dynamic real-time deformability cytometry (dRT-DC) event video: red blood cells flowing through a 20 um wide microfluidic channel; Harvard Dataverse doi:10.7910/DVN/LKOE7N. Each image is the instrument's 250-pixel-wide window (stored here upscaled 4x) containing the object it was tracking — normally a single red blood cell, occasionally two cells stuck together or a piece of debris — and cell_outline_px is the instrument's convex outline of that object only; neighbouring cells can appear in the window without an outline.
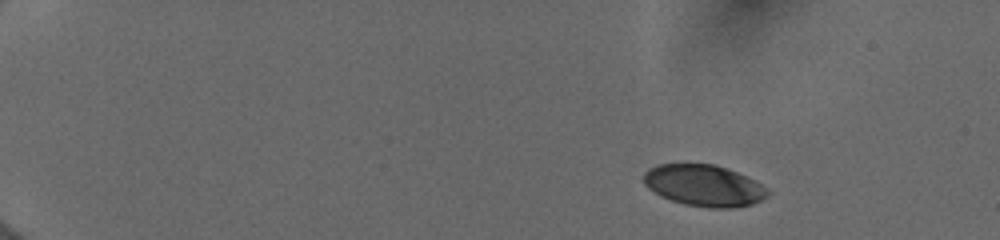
{"species": "human", "species_latin": "Homo sapiens", "temperature_condition": "cold", "stored_images_in_passage": 46, "camera_frame_rate_fps": 3000, "um_per_image_px": 0.085, "donor": {"sex": "female"}, "frame": {"image": 1, "passage_image": 1, "time_ms": 0.0, "image_size_px": [1000, 240], "cell_outline_px": [[772, 192], [768, 196], [752, 204], [732, 208], [708, 208], [684, 204], [660, 196], [648, 188], [644, 184], [644, 172], [648, 168], [656, 164], [712, 164], [748, 176], [756, 180], [768, 188]], "centroid_in_image_um": [59.86, 15.77], "position_along_channel_um": 25.1, "area_um2": 30.17}}
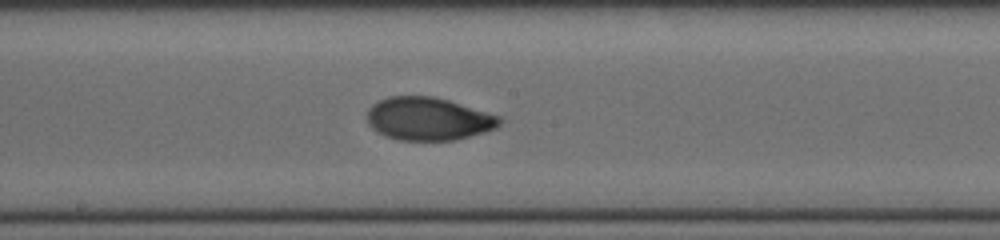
{"frame": {"image": 2, "passage_image": 25, "time_ms": 8.0, "image_size_px": [1000, 240], "cell_outline_px": [[504, 120], [496, 128], [484, 132], [456, 140], [400, 140], [384, 136], [376, 132], [368, 124], [368, 108], [372, 104], [388, 96], [432, 96], [448, 100], [500, 116]], "centroid_in_image_um": [36.4, 10.1], "position_along_channel_um": 211.8, "area_um2": 33.23}}
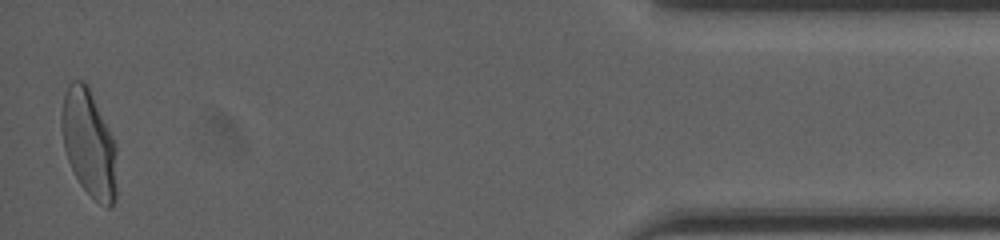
{"frame": {"image": 3, "passage_image": 46, "time_ms": 15.0, "image_size_px": [1000, 240], "cell_outline_px": [[116, 200], [108, 208], [100, 204], [80, 184], [68, 160], [64, 148], [60, 124], [60, 120], [64, 96], [68, 84], [72, 80], [84, 80], [88, 84], [116, 144]], "centroid_in_image_um": [7.56, 12.16], "position_along_channel_um": 427.6, "area_um2": 34.56}, "authors_computed_cell_mechanics": {"area_um2": 32.6859, "velocity_mm_per_s": 3.9974, "shape_relaxation_time_tau1_ms": 3.1134, "shape_relaxation_time_tau2_ms": 0.8888, "deformation_change_tau1": 0.1508, "deformation_change_tau2": 0.0347}}